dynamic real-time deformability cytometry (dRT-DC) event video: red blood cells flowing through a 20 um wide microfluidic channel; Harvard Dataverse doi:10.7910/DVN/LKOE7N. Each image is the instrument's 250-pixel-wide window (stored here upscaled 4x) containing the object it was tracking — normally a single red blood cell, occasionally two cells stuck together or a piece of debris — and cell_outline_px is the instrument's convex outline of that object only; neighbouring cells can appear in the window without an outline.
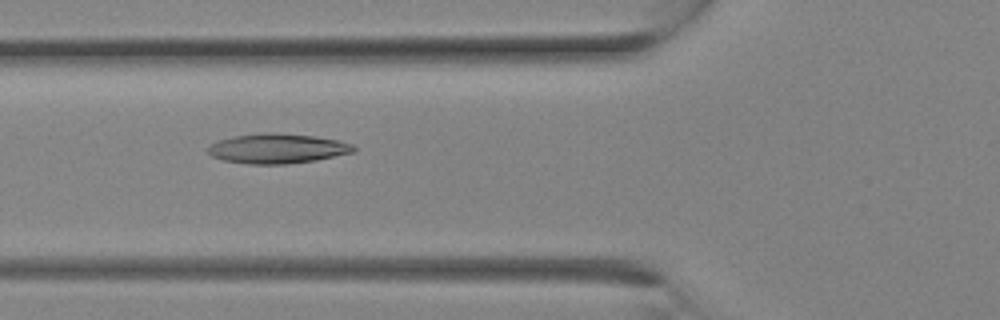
{"species": "Egyptian fruit bat (a non-hibernating species)", "species_latin": "Rousettus aegyptiacus", "temperature_condition": "room temperature", "stored_images_in_passage": 27, "camera_frame_rate_fps": 3000, "um_per_image_px": 0.085, "animal": {"sex": "female"}, "frame": {"image": 1, "passage_image": 11, "time_ms": 3.333, "image_size_px": [1000, 320], "cell_outline_px": [[356, 152], [316, 160], [284, 164], [248, 164], [224, 160], [212, 156], [208, 152], [208, 148], [212, 144], [220, 140], [236, 136], [312, 136], [336, 140], [352, 144], [356, 148]], "centroid_in_image_um": [23.63, 12.69], "position_along_channel_um": 102.2, "area_um2": 23.81}}
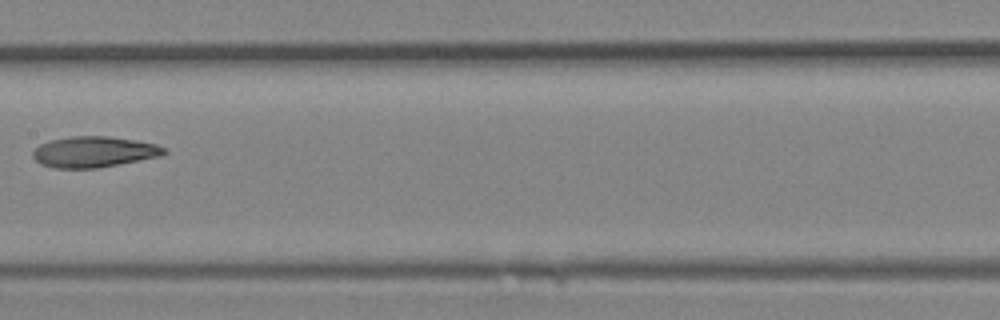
{"frame": {"image": 2, "passage_image": 15, "time_ms": 4.667, "image_size_px": [1000, 320], "cell_outline_px": [[168, 152], [160, 156], [100, 168], [52, 168], [40, 164], [32, 156], [32, 152], [40, 144], [48, 140], [72, 136], [108, 136], [136, 140], [156, 144], [164, 148]], "centroid_in_image_um": [7.96, 12.91], "position_along_channel_um": 199.4, "area_um2": 23.76}}
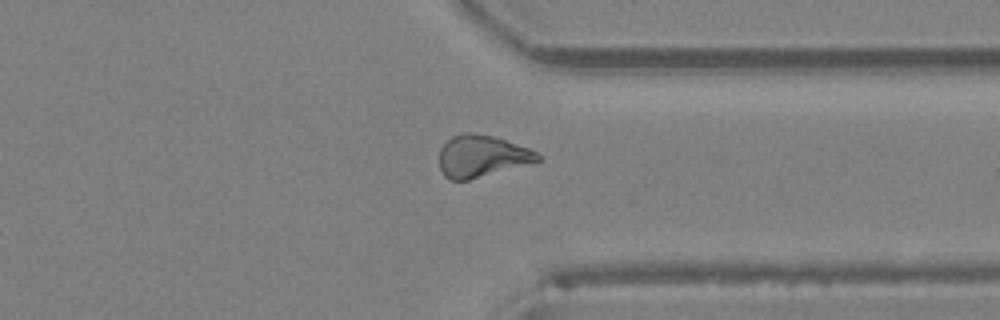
{"frame": {"image": 3, "passage_image": 22, "time_ms": 7.0, "image_size_px": [1000, 320], "cell_outline_px": [[540, 160], [468, 180], [448, 180], [444, 176], [440, 168], [440, 148], [452, 136], [464, 132], [468, 132], [492, 136], [528, 148], [536, 152], [540, 156]], "centroid_in_image_um": [40.89, 13.27], "position_along_channel_um": 370.5, "area_um2": 23.52}}